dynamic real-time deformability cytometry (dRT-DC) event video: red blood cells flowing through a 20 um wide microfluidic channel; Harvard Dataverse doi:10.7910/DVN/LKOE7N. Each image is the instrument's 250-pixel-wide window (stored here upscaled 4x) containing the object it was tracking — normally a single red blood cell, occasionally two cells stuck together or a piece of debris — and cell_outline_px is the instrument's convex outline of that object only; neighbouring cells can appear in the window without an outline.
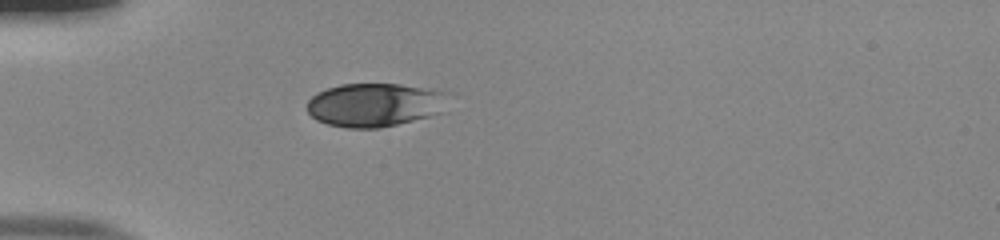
{"species": "human", "species_latin": "Homo sapiens", "temperature_condition": "room temperature", "stored_images_in_passage": 38, "camera_frame_rate_fps": 3000, "um_per_image_px": 0.085, "donor": {"sex": "male"}, "frame": {"image": 1, "passage_image": 1, "time_ms": 0.0, "image_size_px": [1000, 240], "cell_outline_px": [[448, 112], [380, 128], [348, 128], [328, 124], [316, 120], [308, 112], [308, 100], [316, 92], [340, 84], [400, 84], [440, 92]], "centroid_in_image_um": [31.79, 8.93], "position_along_channel_um": 53.2, "area_um2": 35.49}}
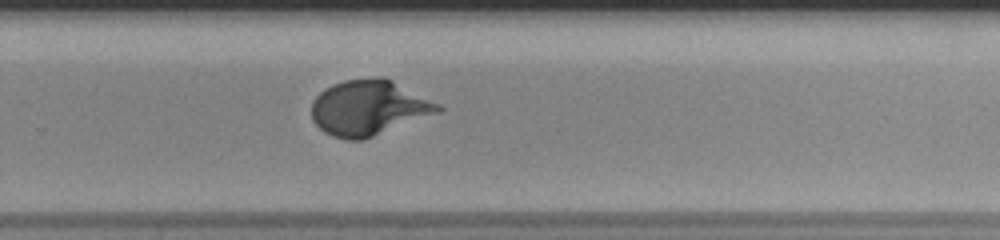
{"frame": {"image": 2, "passage_image": 21, "time_ms": 6.667, "image_size_px": [1000, 240], "cell_outline_px": [[444, 108], [440, 112], [364, 140], [344, 140], [332, 136], [324, 132], [312, 120], [312, 100], [320, 92], [332, 84], [344, 80], [372, 76], [384, 76], [440, 104]], "centroid_in_image_um": [31.34, 9.16], "position_along_channel_um": 298.5, "area_um2": 41.1}}
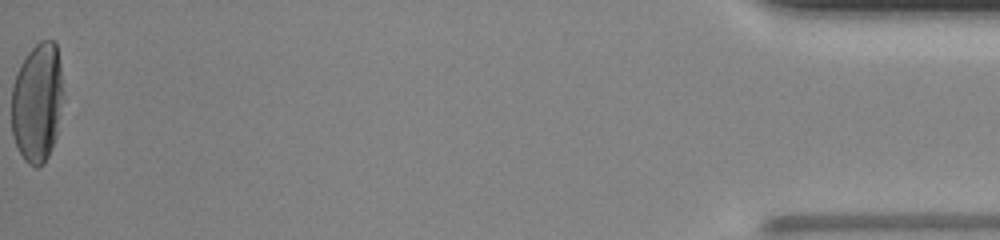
{"frame": {"image": 3, "passage_image": 38, "time_ms": 12.333, "image_size_px": [1000, 240], "cell_outline_px": [[64, 96], [56, 136], [52, 148], [44, 164], [36, 168], [28, 164], [24, 160], [12, 136], [12, 84], [16, 72], [20, 64], [28, 52], [40, 40], [52, 40], [56, 44], [60, 64]], "centroid_in_image_um": [3.17, 8.72], "position_along_channel_um": 432.0, "area_um2": 36.41}}